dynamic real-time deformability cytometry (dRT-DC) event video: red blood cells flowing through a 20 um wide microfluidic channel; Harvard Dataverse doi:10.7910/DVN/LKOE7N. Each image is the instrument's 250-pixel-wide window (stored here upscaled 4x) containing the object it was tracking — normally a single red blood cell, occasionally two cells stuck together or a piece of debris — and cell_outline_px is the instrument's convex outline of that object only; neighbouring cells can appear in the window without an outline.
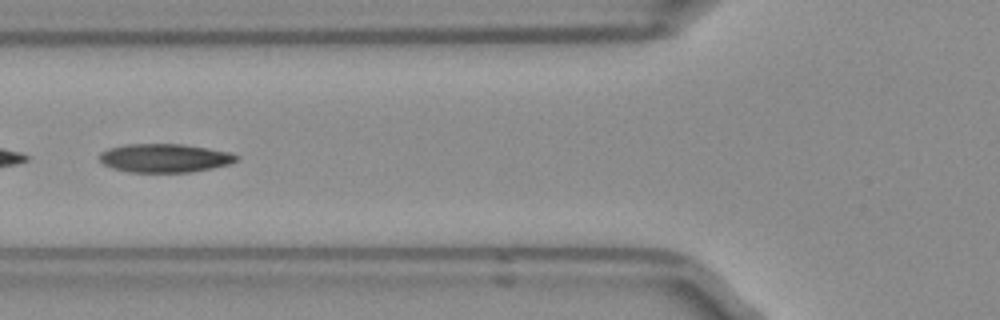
{"species": "Egyptian fruit bat (a non-hibernating species)", "species_latin": "Rousettus aegyptiacus", "temperature_condition": "room temperature", "stored_images_in_passage": 4, "camera_frame_rate_fps": 3000, "um_per_image_px": 0.085, "frame": {"image": 1, "passage_image": 2, "time_ms": 0.333, "image_size_px": [1000, 320], "cell_outline_px": [[240, 156], [236, 160], [228, 164], [212, 168], [188, 172], [128, 172], [112, 168], [104, 164], [100, 160], [100, 152], [108, 148], [128, 144], [180, 144], [208, 148], [232, 152]], "centroid_in_image_um": [14.0, 13.43], "position_along_channel_um": 111.8, "area_um2": 22.77}}